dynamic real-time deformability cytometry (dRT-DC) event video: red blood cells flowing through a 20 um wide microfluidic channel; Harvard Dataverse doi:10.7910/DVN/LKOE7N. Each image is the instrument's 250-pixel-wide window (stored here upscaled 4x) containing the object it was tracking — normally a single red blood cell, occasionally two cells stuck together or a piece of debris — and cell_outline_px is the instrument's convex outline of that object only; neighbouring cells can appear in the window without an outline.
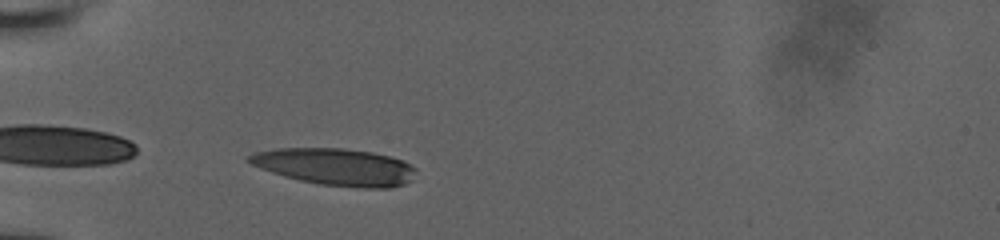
{"species": "human", "species_latin": "Homo sapiens", "temperature_condition": "room temperature", "stored_images_in_passage": 32, "camera_frame_rate_fps": 3000, "um_per_image_px": 0.085, "donor": {"sex": "male"}, "frame": {"image": 1, "passage_image": 2, "time_ms": 0.333, "image_size_px": [1000, 240], "cell_outline_px": [[416, 168], [412, 180], [404, 184], [388, 188], [364, 188], [324, 184], [300, 180], [284, 176], [260, 168], [252, 164], [244, 156], [256, 152], [276, 148], [344, 148], [372, 152], [392, 156], [404, 160]], "centroid_in_image_um": [28.54, 14.16], "position_along_channel_um": 56.5, "area_um2": 35.95}}
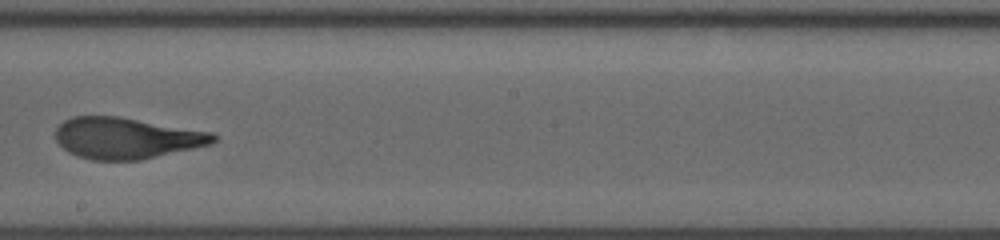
{"frame": {"image": 2, "passage_image": 17, "time_ms": 5.333, "image_size_px": [1000, 240], "cell_outline_px": [[216, 140], [212, 144], [140, 160], [92, 160], [76, 156], [68, 152], [56, 140], [56, 128], [64, 120], [72, 116], [120, 116], [212, 132], [216, 136]], "centroid_in_image_um": [10.73, 11.73], "position_along_channel_um": 237.5, "area_um2": 37.97}}
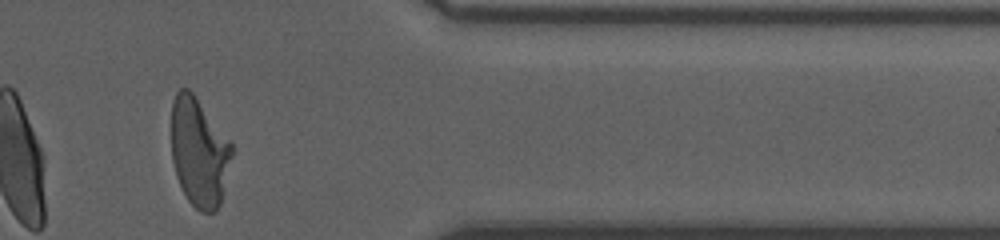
{"frame": {"image": 3, "passage_image": 31, "time_ms": 9.667, "image_size_px": [1000, 240], "cell_outline_px": [[236, 152], [220, 204], [216, 212], [200, 212], [188, 200], [176, 176], [172, 160], [172, 100], [176, 92], [180, 88], [188, 88], [192, 92], [236, 148]], "centroid_in_image_um": [16.97, 12.95], "position_along_channel_um": 394.4, "area_um2": 38.9}}